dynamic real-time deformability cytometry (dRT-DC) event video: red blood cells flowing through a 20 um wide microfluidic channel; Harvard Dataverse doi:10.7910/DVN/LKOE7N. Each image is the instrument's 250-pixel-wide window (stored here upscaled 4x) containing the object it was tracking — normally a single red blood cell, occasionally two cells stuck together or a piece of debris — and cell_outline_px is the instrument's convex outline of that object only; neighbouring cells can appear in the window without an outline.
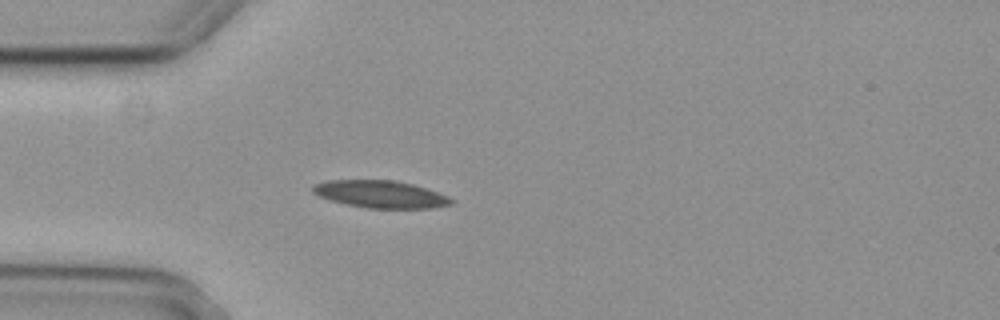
{"species": "common noctule bat (a hibernating species)", "species_latin": "Nyctalus noctula", "temperature_condition": "cold", "stored_images_in_passage": 5, "camera_frame_rate_fps": 3000, "um_per_image_px": 0.085, "animal": {"sex": "female", "body_mass_g": 29.2, "forearm_length_mm": 56.3}, "frame": {"image": 1, "passage_image": 5, "time_ms": 1.333, "image_size_px": [1000, 320], "cell_outline_px": [[456, 200], [452, 204], [432, 208], [368, 208], [348, 204], [332, 200], [320, 196], [312, 192], [312, 184], [324, 180], [396, 180], [412, 184], [448, 196]], "centroid_in_image_um": [32.34, 16.5], "position_along_channel_um": 52.7, "area_um2": 21.96}}